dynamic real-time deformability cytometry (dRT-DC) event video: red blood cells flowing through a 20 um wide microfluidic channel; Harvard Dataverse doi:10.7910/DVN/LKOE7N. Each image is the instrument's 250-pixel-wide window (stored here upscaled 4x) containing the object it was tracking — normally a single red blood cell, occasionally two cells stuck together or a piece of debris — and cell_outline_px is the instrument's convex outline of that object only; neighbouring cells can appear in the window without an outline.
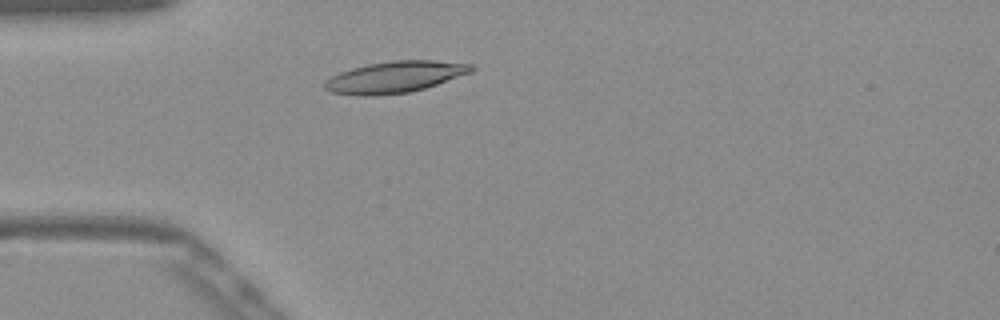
{"species": "Egyptian fruit bat (a non-hibernating species)", "species_latin": "Rousettus aegyptiacus", "temperature_condition": "warm", "stored_images_in_passage": 40, "camera_frame_rate_fps": 3000, "um_per_image_px": 0.085, "frame": {"image": 1, "passage_image": 3, "time_ms": 0.667, "image_size_px": [1000, 320], "cell_outline_px": [[476, 68], [472, 72], [424, 88], [408, 92], [372, 96], [356, 96], [328, 92], [324, 88], [324, 80], [340, 72], [352, 68], [368, 64], [396, 60], [432, 60], [476, 64]], "centroid_in_image_um": [33.55, 6.55], "position_along_channel_um": 51.4, "area_um2": 26.99}}
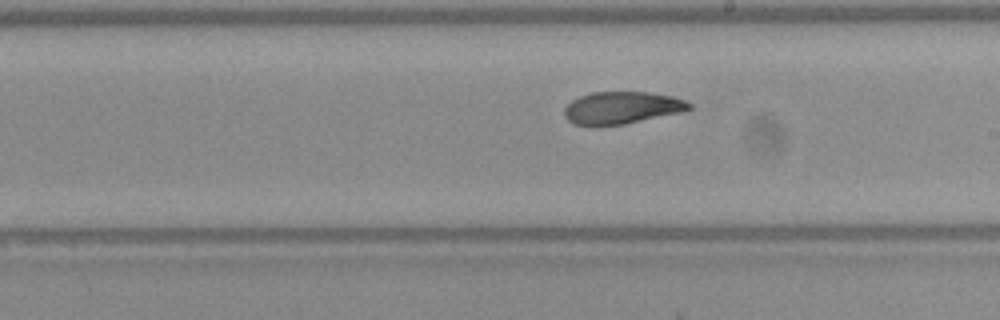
{"frame": {"image": 2, "passage_image": 18, "time_ms": 5.667, "image_size_px": [1000, 320], "cell_outline_px": [[692, 108], [684, 112], [624, 124], [572, 124], [564, 116], [564, 108], [572, 100], [580, 96], [592, 92], [648, 92], [672, 96], [684, 100], [692, 104]], "centroid_in_image_um": [52.89, 9.14], "position_along_channel_um": 236.1, "area_um2": 23.29}}
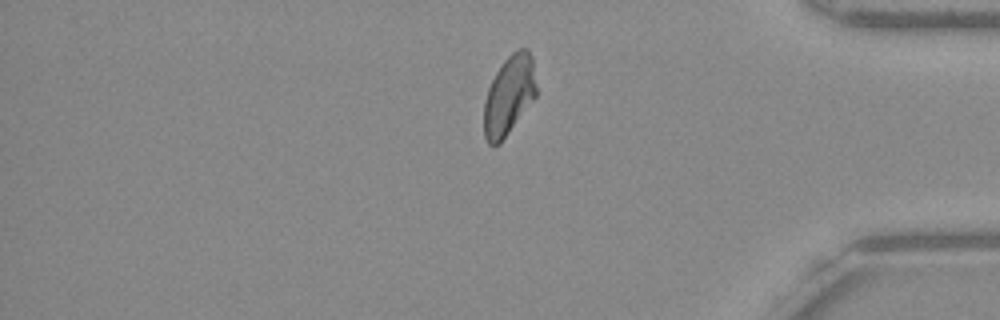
{"frame": {"image": 3, "passage_image": 32, "time_ms": 10.333, "image_size_px": [1000, 320], "cell_outline_px": [[536, 96], [500, 144], [488, 144], [484, 136], [484, 104], [488, 88], [500, 64], [512, 52], [520, 48], [528, 48], [532, 56], [536, 88]], "centroid_in_image_um": [43.26, 8.09], "position_along_channel_um": 391.9, "area_um2": 24.1}, "authors_computed_cell_mechanics": {"area_um2": 24.4783, "velocity_mm_per_s": 3.8749, "shape_relaxation_time_tau1_ms": 5.4786, "shape_relaxation_time_tau2_ms": 2.5658, "deformation_change_tau1": 0.1831, "deformation_change_tau2": 0.0636}}